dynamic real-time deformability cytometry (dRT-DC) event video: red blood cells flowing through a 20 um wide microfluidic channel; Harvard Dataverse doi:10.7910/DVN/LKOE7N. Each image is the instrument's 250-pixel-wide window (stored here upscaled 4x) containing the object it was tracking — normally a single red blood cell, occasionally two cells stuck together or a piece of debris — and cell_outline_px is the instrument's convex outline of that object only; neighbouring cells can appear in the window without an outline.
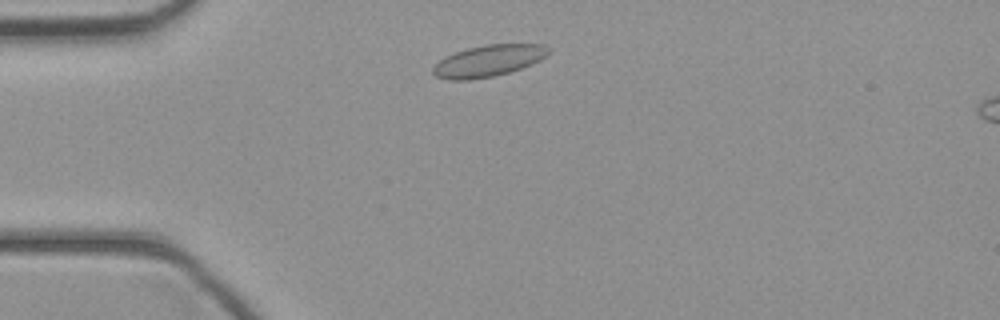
{"species": "common noctule bat (a hibernating species)", "species_latin": "Nyctalus noctula", "temperature_condition": "cold", "stored_images_in_passage": 37, "camera_frame_rate_fps": 3000, "um_per_image_px": 0.085, "animal": {"sex": "female", "body_mass_g": 21.9}, "frame": {"image": 1, "passage_image": 4, "time_ms": 1.0, "image_size_px": [1000, 320], "cell_outline_px": [[552, 52], [540, 60], [532, 64], [508, 72], [492, 76], [468, 80], [448, 80], [436, 76], [432, 72], [432, 68], [444, 56], [468, 48], [484, 44], [544, 44]], "centroid_in_image_um": [41.52, 5.16], "position_along_channel_um": 43.5, "area_um2": 21.21}}
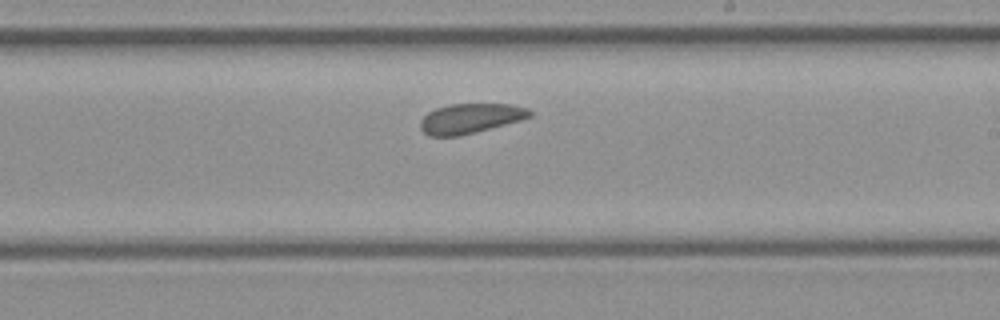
{"frame": {"image": 2, "passage_image": 19, "time_ms": 6.0, "image_size_px": [1000, 320], "cell_outline_px": [[532, 116], [520, 120], [476, 132], [460, 136], [428, 136], [420, 128], [420, 120], [428, 112], [436, 108], [448, 104], [512, 104], [528, 108], [532, 112]], "centroid_in_image_um": [39.97, 10.06], "position_along_channel_um": 249.0, "area_um2": 19.07}}
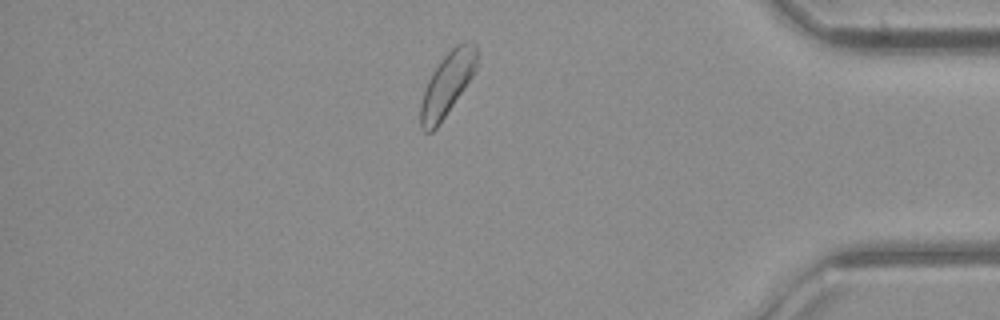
{"frame": {"image": 3, "passage_image": 31, "time_ms": 10.0, "image_size_px": [1000, 320], "cell_outline_px": [[480, 56], [476, 68], [472, 76], [464, 88], [436, 128], [432, 132], [424, 132], [420, 128], [420, 104], [428, 80], [432, 72], [440, 60], [456, 44], [476, 44], [480, 52]], "centroid_in_image_um": [38.02, 7.14], "position_along_channel_um": 397.2, "area_um2": 20.52}}